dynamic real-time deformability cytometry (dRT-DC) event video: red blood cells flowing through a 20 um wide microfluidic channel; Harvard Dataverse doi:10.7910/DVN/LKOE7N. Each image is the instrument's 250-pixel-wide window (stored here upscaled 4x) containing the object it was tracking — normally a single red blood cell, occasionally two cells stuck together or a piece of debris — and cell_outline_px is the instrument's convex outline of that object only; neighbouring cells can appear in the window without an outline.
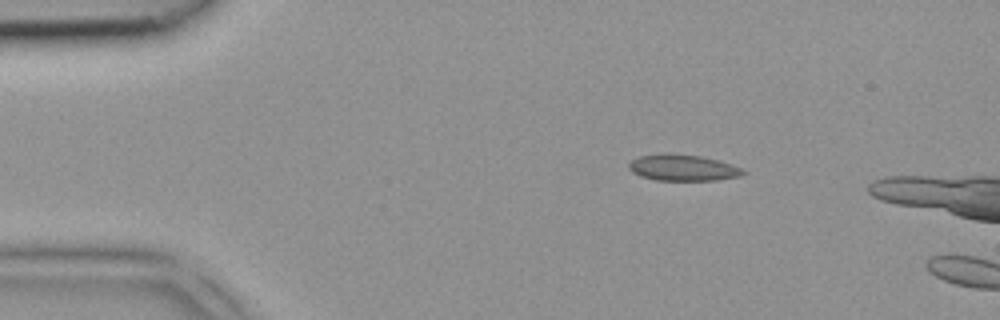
{"species": "common noctule bat (a hibernating species)", "species_latin": "Nyctalus noctula", "temperature_condition": "room temperature", "stored_images_in_passage": 3, "camera_frame_rate_fps": 3000, "um_per_image_px": 0.085, "animal": {"sex": "female", "body_mass_g": 18.4}, "frame": {"image": 1, "passage_image": 2, "time_ms": 0.333, "image_size_px": [1000, 320], "cell_outline_px": [[748, 172], [744, 176], [716, 180], [656, 180], [640, 176], [632, 172], [628, 168], [628, 164], [632, 160], [640, 156], [664, 152], [700, 156], [732, 164], [744, 168]], "centroid_in_image_um": [58.08, 14.25], "position_along_channel_um": 26.9, "area_um2": 17.74}}